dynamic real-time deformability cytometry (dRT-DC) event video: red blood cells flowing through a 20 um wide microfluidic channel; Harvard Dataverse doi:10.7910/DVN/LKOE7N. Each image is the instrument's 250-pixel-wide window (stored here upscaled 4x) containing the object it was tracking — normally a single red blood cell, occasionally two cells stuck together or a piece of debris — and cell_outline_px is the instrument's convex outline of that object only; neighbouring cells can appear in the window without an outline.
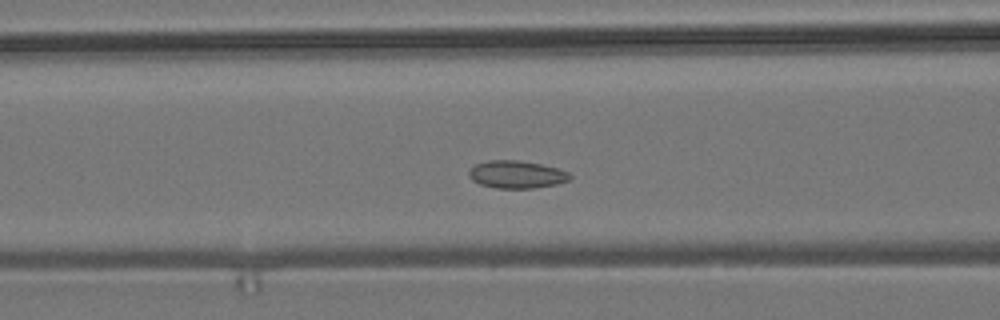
{"species": "common noctule bat (a hibernating species)", "species_latin": "Nyctalus noctula", "temperature_condition": "room temperature", "stored_images_in_passage": 40, "camera_frame_rate_fps": 3000, "um_per_image_px": 0.085, "animal": {"sex": "male", "body_mass_g": 19.2, "forearm_length_mm": 51.8}, "frame": {"image": 1, "passage_image": 17, "time_ms": 5.333, "image_size_px": [1000, 320], "cell_outline_px": [[572, 176], [568, 180], [556, 184], [532, 188], [496, 188], [480, 184], [472, 180], [468, 176], [468, 172], [476, 164], [488, 160], [516, 160], [540, 164], [560, 168], [568, 172]], "centroid_in_image_um": [43.91, 14.82], "position_along_channel_um": 122.7, "area_um2": 16.18}}
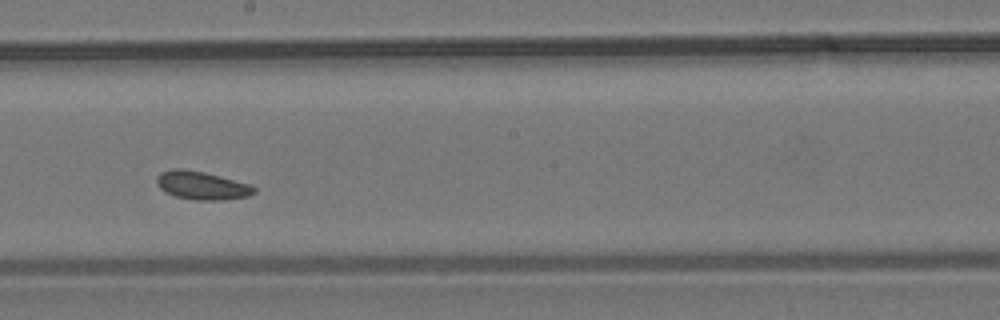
{"frame": {"image": 2, "passage_image": 26, "time_ms": 8.333, "image_size_px": [1000, 320], "cell_outline_px": [[256, 192], [248, 196], [224, 200], [196, 200], [176, 196], [164, 192], [156, 184], [156, 176], [160, 172], [172, 168], [180, 168], [204, 172], [252, 184], [256, 188]], "centroid_in_image_um": [17.15, 15.76], "position_along_channel_um": 231.0, "area_um2": 16.24}}
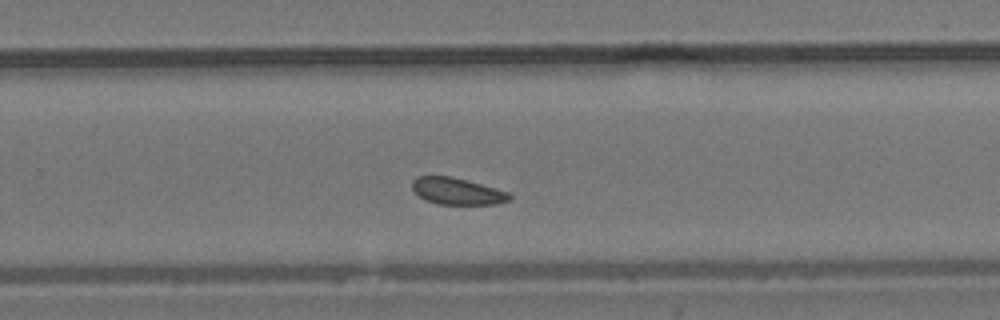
{"frame": {"image": 3, "passage_image": 31, "time_ms": 10.0, "image_size_px": [1000, 320], "cell_outline_px": [[512, 200], [496, 204], [436, 204], [424, 200], [412, 188], [412, 180], [416, 176], [452, 176], [496, 188], [508, 192], [512, 196]], "centroid_in_image_um": [38.86, 16.25], "position_along_channel_um": 290.9, "area_um2": 15.26}, "authors_computed_cell_mechanics": {"area_um2": 16.2707, "velocity_mm_per_s": 3.622, "shape_relaxation_time_tau1_ms": null, "shape_relaxation_time_tau2_ms": 2.4254, "deformation_change_tau1": null, "deformation_change_tau2": 0.0665}}